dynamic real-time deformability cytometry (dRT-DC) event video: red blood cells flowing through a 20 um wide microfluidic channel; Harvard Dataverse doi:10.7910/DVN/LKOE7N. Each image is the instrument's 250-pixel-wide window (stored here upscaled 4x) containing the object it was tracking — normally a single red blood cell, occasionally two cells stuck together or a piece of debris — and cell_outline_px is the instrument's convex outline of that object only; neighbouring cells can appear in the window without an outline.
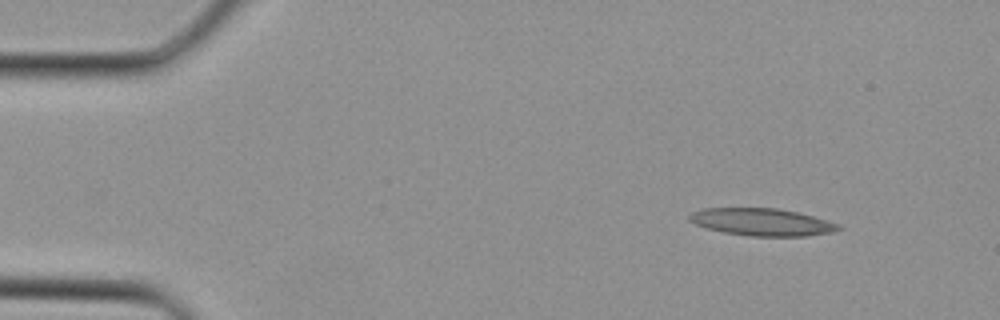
{"species": "Egyptian fruit bat (a non-hibernating species)", "species_latin": "Rousettus aegyptiacus", "temperature_condition": "cold", "stored_images_in_passage": 32, "camera_frame_rate_fps": 3000, "um_per_image_px": 0.085, "animal": {"sex": "female"}, "frame": {"image": 1, "passage_image": 1, "time_ms": 0.0, "image_size_px": [1000, 320], "cell_outline_px": [[844, 228], [832, 232], [808, 236], [752, 236], [724, 232], [708, 228], [696, 224], [688, 220], [688, 216], [692, 212], [704, 208], [776, 208], [796, 212], [812, 216], [840, 224]], "centroid_in_image_um": [64.78, 18.87], "position_along_channel_um": 20.2, "area_um2": 23.64}}
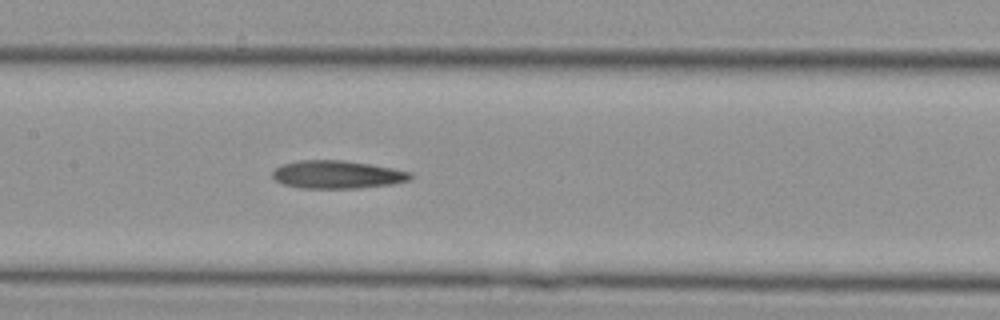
{"frame": {"image": 2, "passage_image": 14, "time_ms": 4.333, "image_size_px": [1000, 320], "cell_outline_px": [[412, 176], [408, 180], [392, 184], [356, 188], [300, 188], [284, 184], [276, 180], [272, 176], [272, 172], [280, 164], [300, 160], [344, 160], [392, 168], [412, 172]], "centroid_in_image_um": [28.63, 14.83], "position_along_channel_um": 178.8, "area_um2": 22.37}}
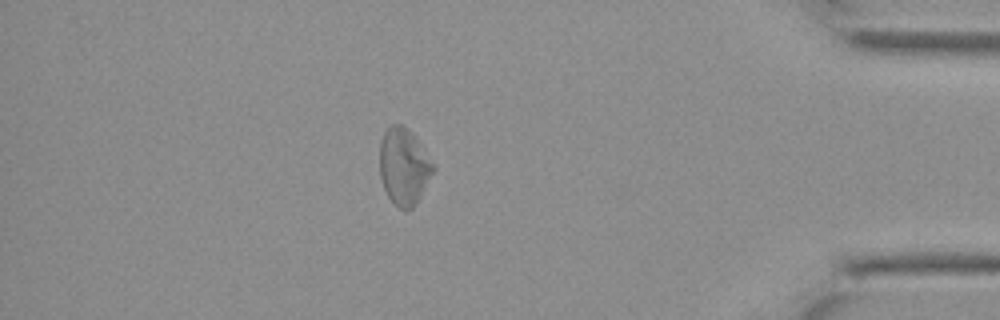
{"frame": {"image": 3, "passage_image": 28, "time_ms": 9.0, "image_size_px": [1000, 320], "cell_outline_px": [[436, 168], [416, 204], [412, 208], [400, 208], [388, 196], [384, 188], [380, 176], [380, 140], [384, 132], [392, 124], [404, 124], [412, 132]], "centroid_in_image_um": [34.33, 14.12], "position_along_channel_um": 400.9, "area_um2": 23.7}}